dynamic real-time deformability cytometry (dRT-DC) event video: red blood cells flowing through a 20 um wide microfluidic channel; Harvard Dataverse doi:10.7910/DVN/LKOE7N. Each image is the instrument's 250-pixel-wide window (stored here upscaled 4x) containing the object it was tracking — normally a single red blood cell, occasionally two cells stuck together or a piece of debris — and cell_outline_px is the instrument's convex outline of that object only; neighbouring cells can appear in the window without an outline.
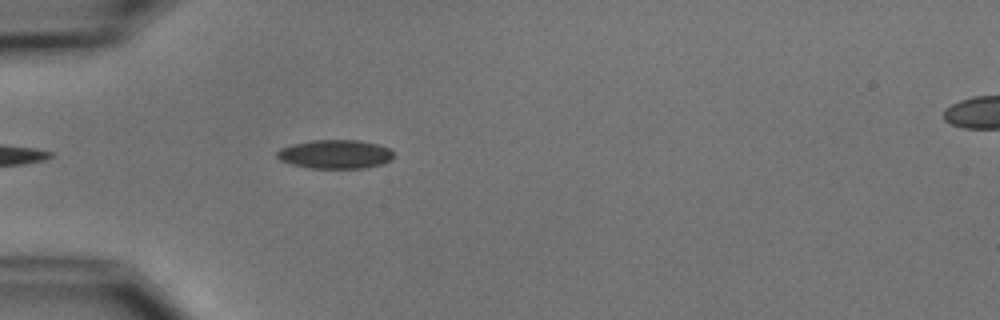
{"species": "common noctule bat (a hibernating species)", "species_latin": "Nyctalus noctula", "temperature_condition": "cold", "stored_images_in_passage": 1, "camera_frame_rate_fps": 3000, "um_per_image_px": 0.085, "animal": {"sex": "male", "body_mass_g": 15.6}, "frame": {"image": 1, "passage_image": 1, "time_ms": 0.0, "image_size_px": [1000, 320], "cell_outline_px": [[392, 160], [380, 164], [364, 168], [308, 168], [292, 164], [280, 160], [276, 156], [276, 152], [280, 148], [292, 144], [312, 140], [356, 140], [380, 144], [388, 148], [392, 152]], "centroid_in_image_um": [28.47, 13.1], "position_along_channel_um": 56.5, "area_um2": 19.59}}